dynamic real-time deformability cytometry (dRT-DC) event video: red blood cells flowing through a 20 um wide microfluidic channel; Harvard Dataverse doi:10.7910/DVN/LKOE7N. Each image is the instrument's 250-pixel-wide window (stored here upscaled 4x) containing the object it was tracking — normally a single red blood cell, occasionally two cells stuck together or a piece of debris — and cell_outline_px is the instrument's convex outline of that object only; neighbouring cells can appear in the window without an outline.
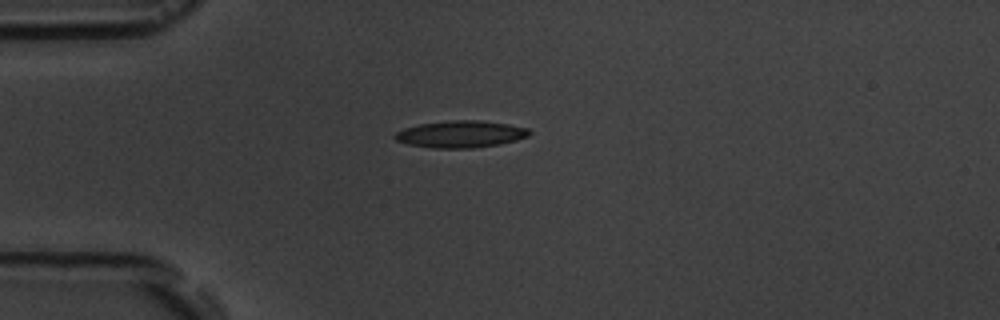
{"species": "common noctule bat (a hibernating species)", "species_latin": "Nyctalus noctula", "temperature_condition": "room temperature", "stored_images_in_passage": 1, "camera_frame_rate_fps": 3000, "um_per_image_px": 0.085, "animal": {"sex": "male", "body_mass_g": 19.5, "forearm_length_mm": 54.6}, "frame": {"image": 1, "passage_image": 1, "time_ms": 0.0, "image_size_px": [1000, 320], "cell_outline_px": [[532, 132], [528, 136], [516, 140], [500, 144], [472, 148], [432, 148], [408, 144], [396, 140], [392, 136], [396, 132], [404, 128], [420, 124], [452, 120], [480, 120], [508, 124], [528, 128]], "centroid_in_image_um": [39.16, 11.4], "position_along_channel_um": 45.8, "area_um2": 21.1}}